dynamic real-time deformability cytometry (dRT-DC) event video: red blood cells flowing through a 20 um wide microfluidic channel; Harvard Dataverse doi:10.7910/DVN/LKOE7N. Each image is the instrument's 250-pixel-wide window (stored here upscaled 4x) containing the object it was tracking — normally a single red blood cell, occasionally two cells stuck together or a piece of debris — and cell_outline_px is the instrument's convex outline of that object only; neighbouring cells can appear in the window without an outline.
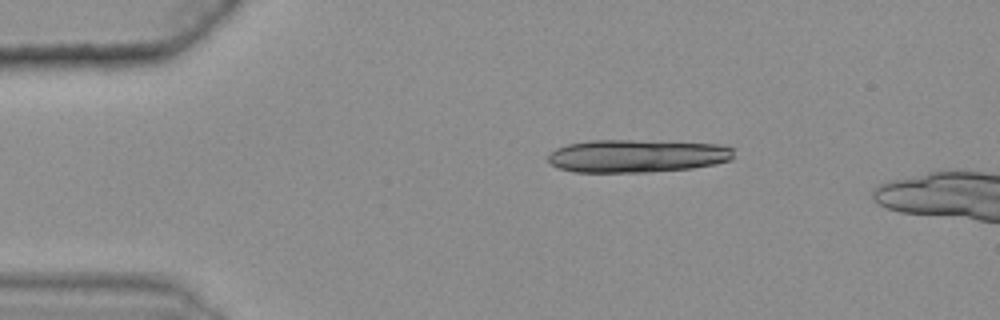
{"species": "common noctule bat (a hibernating species)", "species_latin": "Nyctalus noctula", "temperature_condition": "warm", "stored_images_in_passage": 8, "camera_frame_rate_fps": 3000, "um_per_image_px": 0.085, "animal": {"sex": "female", "body_mass_g": 25.1}, "frame": {"image": 1, "passage_image": 1, "time_ms": 0.0, "image_size_px": [1000, 320], "cell_outline_px": [[736, 148], [732, 160], [716, 164], [692, 168], [648, 172], [576, 172], [560, 168], [552, 164], [548, 160], [548, 156], [556, 148], [568, 144], [588, 140], [632, 140], [720, 144]], "centroid_in_image_um": [54.2, 13.25], "position_along_channel_um": 30.8, "area_um2": 35.78}}